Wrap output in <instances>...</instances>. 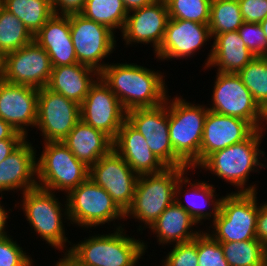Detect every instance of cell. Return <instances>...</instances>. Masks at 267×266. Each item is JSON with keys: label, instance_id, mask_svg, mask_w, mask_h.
<instances>
[{"label": "cell", "instance_id": "cell-15", "mask_svg": "<svg viewBox=\"0 0 267 266\" xmlns=\"http://www.w3.org/2000/svg\"><path fill=\"white\" fill-rule=\"evenodd\" d=\"M126 121L144 136L151 151L166 167H174V150L169 137L168 97L156 107L127 111Z\"/></svg>", "mask_w": 267, "mask_h": 266}, {"label": "cell", "instance_id": "cell-12", "mask_svg": "<svg viewBox=\"0 0 267 266\" xmlns=\"http://www.w3.org/2000/svg\"><path fill=\"white\" fill-rule=\"evenodd\" d=\"M80 120L79 104L47 87L39 88L35 127L44 142H62Z\"/></svg>", "mask_w": 267, "mask_h": 266}, {"label": "cell", "instance_id": "cell-34", "mask_svg": "<svg viewBox=\"0 0 267 266\" xmlns=\"http://www.w3.org/2000/svg\"><path fill=\"white\" fill-rule=\"evenodd\" d=\"M237 74L255 102L267 114V57L253 58Z\"/></svg>", "mask_w": 267, "mask_h": 266}, {"label": "cell", "instance_id": "cell-41", "mask_svg": "<svg viewBox=\"0 0 267 266\" xmlns=\"http://www.w3.org/2000/svg\"><path fill=\"white\" fill-rule=\"evenodd\" d=\"M86 0H51V6L54 14L69 15L80 13Z\"/></svg>", "mask_w": 267, "mask_h": 266}, {"label": "cell", "instance_id": "cell-1", "mask_svg": "<svg viewBox=\"0 0 267 266\" xmlns=\"http://www.w3.org/2000/svg\"><path fill=\"white\" fill-rule=\"evenodd\" d=\"M102 81L111 89L129 111L135 108L156 107L168 97L165 76L134 63H110L99 73Z\"/></svg>", "mask_w": 267, "mask_h": 266}, {"label": "cell", "instance_id": "cell-28", "mask_svg": "<svg viewBox=\"0 0 267 266\" xmlns=\"http://www.w3.org/2000/svg\"><path fill=\"white\" fill-rule=\"evenodd\" d=\"M196 221L176 202L168 206L158 219L149 227L157 237L159 245L190 242L202 231L197 228ZM195 230V231H193Z\"/></svg>", "mask_w": 267, "mask_h": 266}, {"label": "cell", "instance_id": "cell-3", "mask_svg": "<svg viewBox=\"0 0 267 266\" xmlns=\"http://www.w3.org/2000/svg\"><path fill=\"white\" fill-rule=\"evenodd\" d=\"M264 129H256L244 141L210 154L197 168L208 170L237 188L234 192H256V185L246 183L251 172L267 168L265 152L259 149ZM262 157V158H261ZM205 168V169H204ZM247 185V187H246Z\"/></svg>", "mask_w": 267, "mask_h": 266}, {"label": "cell", "instance_id": "cell-26", "mask_svg": "<svg viewBox=\"0 0 267 266\" xmlns=\"http://www.w3.org/2000/svg\"><path fill=\"white\" fill-rule=\"evenodd\" d=\"M98 78L95 69L83 64L63 65L52 68L46 87L81 105Z\"/></svg>", "mask_w": 267, "mask_h": 266}, {"label": "cell", "instance_id": "cell-6", "mask_svg": "<svg viewBox=\"0 0 267 266\" xmlns=\"http://www.w3.org/2000/svg\"><path fill=\"white\" fill-rule=\"evenodd\" d=\"M23 194L21 200L23 213L26 220L40 238L51 247L62 251L67 242L71 244L65 235L64 220L69 221L67 201L64 205L58 200L55 192L40 187L28 190ZM65 210H64V208Z\"/></svg>", "mask_w": 267, "mask_h": 266}, {"label": "cell", "instance_id": "cell-29", "mask_svg": "<svg viewBox=\"0 0 267 266\" xmlns=\"http://www.w3.org/2000/svg\"><path fill=\"white\" fill-rule=\"evenodd\" d=\"M1 5L15 15L33 36L54 14L51 0H1Z\"/></svg>", "mask_w": 267, "mask_h": 266}, {"label": "cell", "instance_id": "cell-42", "mask_svg": "<svg viewBox=\"0 0 267 266\" xmlns=\"http://www.w3.org/2000/svg\"><path fill=\"white\" fill-rule=\"evenodd\" d=\"M256 237L267 248V201L259 206L256 225Z\"/></svg>", "mask_w": 267, "mask_h": 266}, {"label": "cell", "instance_id": "cell-47", "mask_svg": "<svg viewBox=\"0 0 267 266\" xmlns=\"http://www.w3.org/2000/svg\"><path fill=\"white\" fill-rule=\"evenodd\" d=\"M5 75V55L0 51V81L4 79Z\"/></svg>", "mask_w": 267, "mask_h": 266}, {"label": "cell", "instance_id": "cell-25", "mask_svg": "<svg viewBox=\"0 0 267 266\" xmlns=\"http://www.w3.org/2000/svg\"><path fill=\"white\" fill-rule=\"evenodd\" d=\"M213 39L212 49L205 59V70L218 67L217 72L237 74L255 58L245 46L238 31L217 34Z\"/></svg>", "mask_w": 267, "mask_h": 266}, {"label": "cell", "instance_id": "cell-10", "mask_svg": "<svg viewBox=\"0 0 267 266\" xmlns=\"http://www.w3.org/2000/svg\"><path fill=\"white\" fill-rule=\"evenodd\" d=\"M209 110L247 121L255 130L267 125V114L255 102L238 74L216 72ZM265 122V123H263Z\"/></svg>", "mask_w": 267, "mask_h": 266}, {"label": "cell", "instance_id": "cell-38", "mask_svg": "<svg viewBox=\"0 0 267 266\" xmlns=\"http://www.w3.org/2000/svg\"><path fill=\"white\" fill-rule=\"evenodd\" d=\"M162 266H198L197 237L190 242L173 244V249L167 253Z\"/></svg>", "mask_w": 267, "mask_h": 266}, {"label": "cell", "instance_id": "cell-13", "mask_svg": "<svg viewBox=\"0 0 267 266\" xmlns=\"http://www.w3.org/2000/svg\"><path fill=\"white\" fill-rule=\"evenodd\" d=\"M138 177L114 149L89 168V178L104 188L124 213L133 201Z\"/></svg>", "mask_w": 267, "mask_h": 266}, {"label": "cell", "instance_id": "cell-36", "mask_svg": "<svg viewBox=\"0 0 267 266\" xmlns=\"http://www.w3.org/2000/svg\"><path fill=\"white\" fill-rule=\"evenodd\" d=\"M198 266H229L220 242L202 231L197 236Z\"/></svg>", "mask_w": 267, "mask_h": 266}, {"label": "cell", "instance_id": "cell-9", "mask_svg": "<svg viewBox=\"0 0 267 266\" xmlns=\"http://www.w3.org/2000/svg\"><path fill=\"white\" fill-rule=\"evenodd\" d=\"M65 197L70 223L79 228L91 229L116 220L125 221V213L108 192L90 178L65 194Z\"/></svg>", "mask_w": 267, "mask_h": 266}, {"label": "cell", "instance_id": "cell-32", "mask_svg": "<svg viewBox=\"0 0 267 266\" xmlns=\"http://www.w3.org/2000/svg\"><path fill=\"white\" fill-rule=\"evenodd\" d=\"M34 40L27 27L11 12L0 5V51L6 55Z\"/></svg>", "mask_w": 267, "mask_h": 266}, {"label": "cell", "instance_id": "cell-43", "mask_svg": "<svg viewBox=\"0 0 267 266\" xmlns=\"http://www.w3.org/2000/svg\"><path fill=\"white\" fill-rule=\"evenodd\" d=\"M26 139L0 140V163L13 153Z\"/></svg>", "mask_w": 267, "mask_h": 266}, {"label": "cell", "instance_id": "cell-48", "mask_svg": "<svg viewBox=\"0 0 267 266\" xmlns=\"http://www.w3.org/2000/svg\"><path fill=\"white\" fill-rule=\"evenodd\" d=\"M59 260V261H58ZM55 264V266H74L70 261H68L64 256L63 258H59Z\"/></svg>", "mask_w": 267, "mask_h": 266}, {"label": "cell", "instance_id": "cell-18", "mask_svg": "<svg viewBox=\"0 0 267 266\" xmlns=\"http://www.w3.org/2000/svg\"><path fill=\"white\" fill-rule=\"evenodd\" d=\"M209 39L211 41L212 35L208 24L170 18L155 57L161 61L194 57Z\"/></svg>", "mask_w": 267, "mask_h": 266}, {"label": "cell", "instance_id": "cell-46", "mask_svg": "<svg viewBox=\"0 0 267 266\" xmlns=\"http://www.w3.org/2000/svg\"><path fill=\"white\" fill-rule=\"evenodd\" d=\"M0 198H4V197H1ZM1 200H0V234H5L7 233L8 231H6V228L8 224L7 222V219H8V216H9V213L8 211H10L11 209L9 210H6L5 207L1 204ZM6 227V228H5Z\"/></svg>", "mask_w": 267, "mask_h": 266}, {"label": "cell", "instance_id": "cell-14", "mask_svg": "<svg viewBox=\"0 0 267 266\" xmlns=\"http://www.w3.org/2000/svg\"><path fill=\"white\" fill-rule=\"evenodd\" d=\"M81 120L112 140L126 121V110L117 96L99 77L80 105Z\"/></svg>", "mask_w": 267, "mask_h": 266}, {"label": "cell", "instance_id": "cell-5", "mask_svg": "<svg viewBox=\"0 0 267 266\" xmlns=\"http://www.w3.org/2000/svg\"><path fill=\"white\" fill-rule=\"evenodd\" d=\"M188 167H166L158 173L139 175L131 206L125 219L143 222L145 229L152 226L163 211L175 202V187L179 178L189 172Z\"/></svg>", "mask_w": 267, "mask_h": 266}, {"label": "cell", "instance_id": "cell-8", "mask_svg": "<svg viewBox=\"0 0 267 266\" xmlns=\"http://www.w3.org/2000/svg\"><path fill=\"white\" fill-rule=\"evenodd\" d=\"M36 160L38 187L68 194L89 178V167L78 160L63 142H43Z\"/></svg>", "mask_w": 267, "mask_h": 266}, {"label": "cell", "instance_id": "cell-33", "mask_svg": "<svg viewBox=\"0 0 267 266\" xmlns=\"http://www.w3.org/2000/svg\"><path fill=\"white\" fill-rule=\"evenodd\" d=\"M244 23L238 0H212L209 29L212 38L224 32L237 31Z\"/></svg>", "mask_w": 267, "mask_h": 266}, {"label": "cell", "instance_id": "cell-23", "mask_svg": "<svg viewBox=\"0 0 267 266\" xmlns=\"http://www.w3.org/2000/svg\"><path fill=\"white\" fill-rule=\"evenodd\" d=\"M34 41L47 51L53 67L78 63L69 15L53 14L34 35Z\"/></svg>", "mask_w": 267, "mask_h": 266}, {"label": "cell", "instance_id": "cell-35", "mask_svg": "<svg viewBox=\"0 0 267 266\" xmlns=\"http://www.w3.org/2000/svg\"><path fill=\"white\" fill-rule=\"evenodd\" d=\"M212 0H165L169 18L208 24Z\"/></svg>", "mask_w": 267, "mask_h": 266}, {"label": "cell", "instance_id": "cell-24", "mask_svg": "<svg viewBox=\"0 0 267 266\" xmlns=\"http://www.w3.org/2000/svg\"><path fill=\"white\" fill-rule=\"evenodd\" d=\"M186 174L188 173L185 172L176 184L175 202L186 210L197 224H202V220L205 219L209 221L210 218H212V220H214L220 211L222 197L216 199L219 195L216 194L213 184L207 183L208 181H194L192 183ZM183 186H189L190 188L188 190H184ZM182 192L184 195H181ZM184 196L186 199L185 201L182 199ZM182 201L186 202V204ZM208 206H211L212 208L207 211L206 209Z\"/></svg>", "mask_w": 267, "mask_h": 266}, {"label": "cell", "instance_id": "cell-19", "mask_svg": "<svg viewBox=\"0 0 267 266\" xmlns=\"http://www.w3.org/2000/svg\"><path fill=\"white\" fill-rule=\"evenodd\" d=\"M38 92V88L29 85L0 81V118L26 138L27 127L36 126Z\"/></svg>", "mask_w": 267, "mask_h": 266}, {"label": "cell", "instance_id": "cell-49", "mask_svg": "<svg viewBox=\"0 0 267 266\" xmlns=\"http://www.w3.org/2000/svg\"><path fill=\"white\" fill-rule=\"evenodd\" d=\"M260 25L263 29V32L265 33V36L267 38V18L260 22Z\"/></svg>", "mask_w": 267, "mask_h": 266}, {"label": "cell", "instance_id": "cell-40", "mask_svg": "<svg viewBox=\"0 0 267 266\" xmlns=\"http://www.w3.org/2000/svg\"><path fill=\"white\" fill-rule=\"evenodd\" d=\"M244 22L260 23L267 18V0H238Z\"/></svg>", "mask_w": 267, "mask_h": 266}, {"label": "cell", "instance_id": "cell-16", "mask_svg": "<svg viewBox=\"0 0 267 266\" xmlns=\"http://www.w3.org/2000/svg\"><path fill=\"white\" fill-rule=\"evenodd\" d=\"M47 51L34 40L22 48L5 55L4 81L11 84L46 87L52 72Z\"/></svg>", "mask_w": 267, "mask_h": 266}, {"label": "cell", "instance_id": "cell-2", "mask_svg": "<svg viewBox=\"0 0 267 266\" xmlns=\"http://www.w3.org/2000/svg\"><path fill=\"white\" fill-rule=\"evenodd\" d=\"M125 233L117 225L114 233L96 234L71 245L63 256L74 266H136L147 252V243Z\"/></svg>", "mask_w": 267, "mask_h": 266}, {"label": "cell", "instance_id": "cell-17", "mask_svg": "<svg viewBox=\"0 0 267 266\" xmlns=\"http://www.w3.org/2000/svg\"><path fill=\"white\" fill-rule=\"evenodd\" d=\"M169 19L165 0H155L149 5L129 12L121 33L125 45L132 46L136 42L143 45L151 43L155 54L163 41Z\"/></svg>", "mask_w": 267, "mask_h": 266}, {"label": "cell", "instance_id": "cell-7", "mask_svg": "<svg viewBox=\"0 0 267 266\" xmlns=\"http://www.w3.org/2000/svg\"><path fill=\"white\" fill-rule=\"evenodd\" d=\"M258 192H231L222 196L220 211L209 233L218 242H240L256 237ZM258 205V206H257ZM213 226V227H212Z\"/></svg>", "mask_w": 267, "mask_h": 266}, {"label": "cell", "instance_id": "cell-39", "mask_svg": "<svg viewBox=\"0 0 267 266\" xmlns=\"http://www.w3.org/2000/svg\"><path fill=\"white\" fill-rule=\"evenodd\" d=\"M237 31L255 57H267V38L260 23L244 22Z\"/></svg>", "mask_w": 267, "mask_h": 266}, {"label": "cell", "instance_id": "cell-45", "mask_svg": "<svg viewBox=\"0 0 267 266\" xmlns=\"http://www.w3.org/2000/svg\"><path fill=\"white\" fill-rule=\"evenodd\" d=\"M154 1L155 0H122L124 7L128 13L149 5Z\"/></svg>", "mask_w": 267, "mask_h": 266}, {"label": "cell", "instance_id": "cell-22", "mask_svg": "<svg viewBox=\"0 0 267 266\" xmlns=\"http://www.w3.org/2000/svg\"><path fill=\"white\" fill-rule=\"evenodd\" d=\"M113 149L138 175L158 173L166 168L151 151L144 136L127 121L113 140Z\"/></svg>", "mask_w": 267, "mask_h": 266}, {"label": "cell", "instance_id": "cell-11", "mask_svg": "<svg viewBox=\"0 0 267 266\" xmlns=\"http://www.w3.org/2000/svg\"><path fill=\"white\" fill-rule=\"evenodd\" d=\"M69 22L78 63L100 73L108 65L103 59L115 50V33L80 13L69 14Z\"/></svg>", "mask_w": 267, "mask_h": 266}, {"label": "cell", "instance_id": "cell-4", "mask_svg": "<svg viewBox=\"0 0 267 266\" xmlns=\"http://www.w3.org/2000/svg\"><path fill=\"white\" fill-rule=\"evenodd\" d=\"M169 98L171 100H169ZM208 107L168 95L170 143L174 150V167L196 171L200 165V147Z\"/></svg>", "mask_w": 267, "mask_h": 266}, {"label": "cell", "instance_id": "cell-44", "mask_svg": "<svg viewBox=\"0 0 267 266\" xmlns=\"http://www.w3.org/2000/svg\"><path fill=\"white\" fill-rule=\"evenodd\" d=\"M27 139L22 133L17 132L10 124L0 118V140Z\"/></svg>", "mask_w": 267, "mask_h": 266}, {"label": "cell", "instance_id": "cell-30", "mask_svg": "<svg viewBox=\"0 0 267 266\" xmlns=\"http://www.w3.org/2000/svg\"><path fill=\"white\" fill-rule=\"evenodd\" d=\"M80 14L99 24L107 26L115 33L116 31L114 30L116 29L122 32L128 12L122 0H86Z\"/></svg>", "mask_w": 267, "mask_h": 266}, {"label": "cell", "instance_id": "cell-31", "mask_svg": "<svg viewBox=\"0 0 267 266\" xmlns=\"http://www.w3.org/2000/svg\"><path fill=\"white\" fill-rule=\"evenodd\" d=\"M220 244L229 266H265L267 248L257 239Z\"/></svg>", "mask_w": 267, "mask_h": 266}, {"label": "cell", "instance_id": "cell-20", "mask_svg": "<svg viewBox=\"0 0 267 266\" xmlns=\"http://www.w3.org/2000/svg\"><path fill=\"white\" fill-rule=\"evenodd\" d=\"M254 131L243 119L208 110L200 147V164L213 152L244 141Z\"/></svg>", "mask_w": 267, "mask_h": 266}, {"label": "cell", "instance_id": "cell-27", "mask_svg": "<svg viewBox=\"0 0 267 266\" xmlns=\"http://www.w3.org/2000/svg\"><path fill=\"white\" fill-rule=\"evenodd\" d=\"M87 167L94 165L113 149V140L80 120L62 141Z\"/></svg>", "mask_w": 267, "mask_h": 266}, {"label": "cell", "instance_id": "cell-37", "mask_svg": "<svg viewBox=\"0 0 267 266\" xmlns=\"http://www.w3.org/2000/svg\"><path fill=\"white\" fill-rule=\"evenodd\" d=\"M9 234H0V266H35L32 257Z\"/></svg>", "mask_w": 267, "mask_h": 266}, {"label": "cell", "instance_id": "cell-21", "mask_svg": "<svg viewBox=\"0 0 267 266\" xmlns=\"http://www.w3.org/2000/svg\"><path fill=\"white\" fill-rule=\"evenodd\" d=\"M36 152L31 142L26 139L0 163L1 197H4V191L21 190L24 193L38 187Z\"/></svg>", "mask_w": 267, "mask_h": 266}]
</instances>
